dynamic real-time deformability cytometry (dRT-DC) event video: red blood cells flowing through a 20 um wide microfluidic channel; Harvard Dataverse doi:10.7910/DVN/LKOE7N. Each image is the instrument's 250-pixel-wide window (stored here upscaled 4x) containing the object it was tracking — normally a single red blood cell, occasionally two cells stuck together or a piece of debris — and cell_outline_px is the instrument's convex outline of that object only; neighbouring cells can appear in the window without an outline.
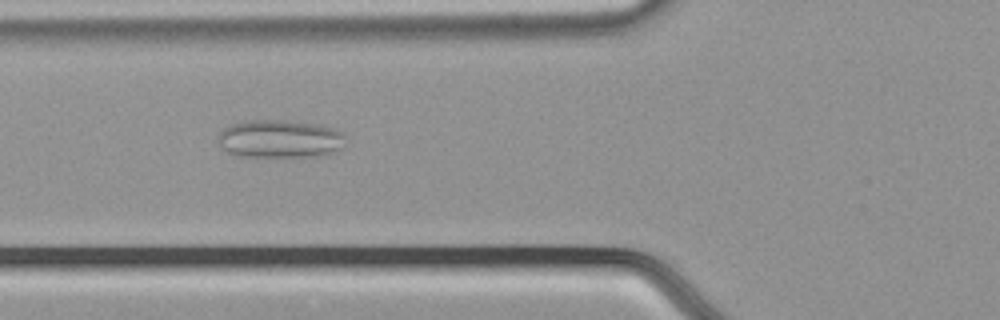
{"species": "common noctule bat (a hibernating species)", "species_latin": "Nyctalus noctula", "temperature_condition": "cold", "stored_images_in_passage": 45, "camera_frame_rate_fps": 3000, "um_per_image_px": 0.085, "animal": {"sex": "male", "body_mass_g": 21.5, "forearm_length_mm": 52.0}, "frame": {"image": 1, "passage_image": 11, "time_ms": 3.333, "image_size_px": [1000, 320], "cell_outline_px": [[344, 136], [340, 148], [324, 156], [236, 156], [228, 152], [220, 144], [220, 132], [224, 128], [232, 124], [248, 120], [284, 120], [320, 124], [344, 132]], "centroid_in_image_um": [23.8, 11.79], "position_along_channel_um": 102.0, "area_um2": 28.03}}
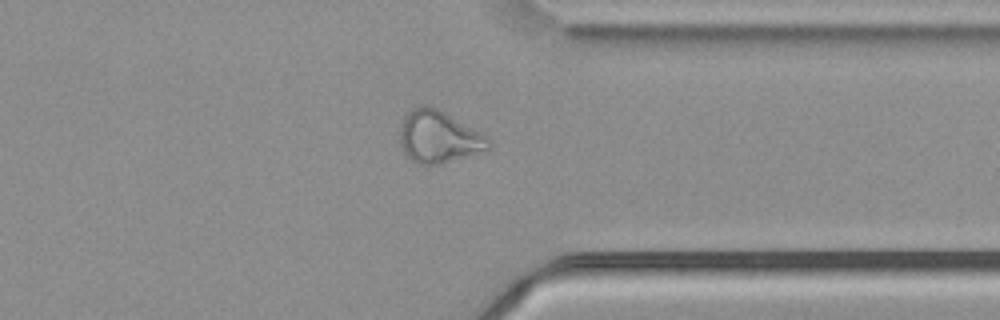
{"frame": {"image": 2, "passage_image": 33, "time_ms": 10.667, "image_size_px": [1000, 320], "cell_outline_px": [[488, 148], [436, 164], [420, 164], [412, 160], [400, 148], [400, 128], [404, 116], [412, 108], [420, 104], [428, 104], [444, 112], [488, 136]], "centroid_in_image_um": [37.2, 11.58], "position_along_channel_um": 374.2, "area_um2": 26.24}}
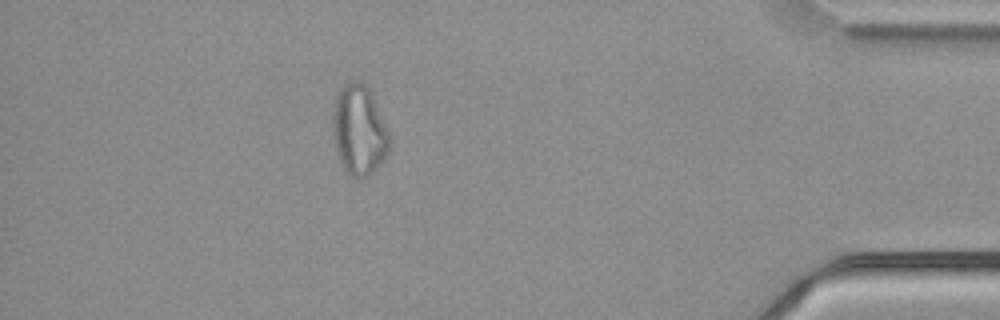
{"frame": {"image": 3, "passage_image": 39, "time_ms": 12.667, "image_size_px": [1000, 320], "cell_outline_px": [[392, 140], [388, 152], [376, 168], [364, 180], [356, 180], [340, 164], [332, 132], [332, 112], [336, 92], [348, 80], [360, 80], [368, 88]], "centroid_in_image_um": [30.49, 11.07], "position_along_channel_um": 404.7, "area_um2": 30.06}, "authors_computed_cell_mechanics": {"area_um2": 27.3972, "velocity_mm_per_s": 3.7451, "shape_relaxation_time_tau1_ms": null, "shape_relaxation_time_tau2_ms": 3.2259, "deformation_change_tau1": null, "deformation_change_tau2": 0.1221}}